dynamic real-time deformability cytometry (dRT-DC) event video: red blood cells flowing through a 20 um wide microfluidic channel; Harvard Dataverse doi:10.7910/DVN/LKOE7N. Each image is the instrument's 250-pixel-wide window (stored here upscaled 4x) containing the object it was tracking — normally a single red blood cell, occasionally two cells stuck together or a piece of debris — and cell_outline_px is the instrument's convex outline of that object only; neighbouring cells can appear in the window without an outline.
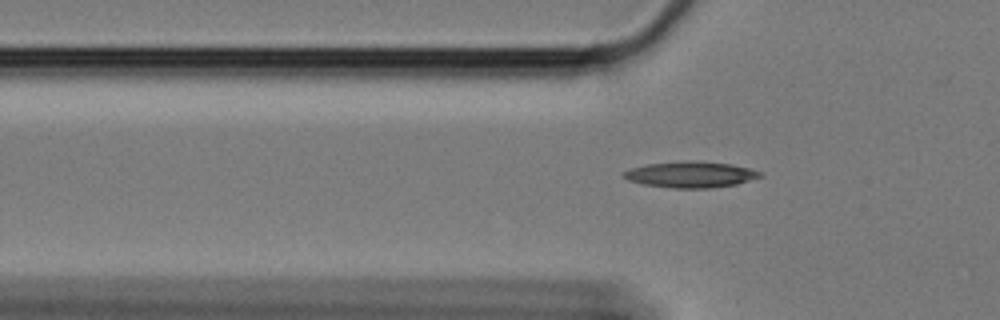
{"species": "Egyptian fruit bat (a non-hibernating species)", "species_latin": "Rousettus aegyptiacus", "temperature_condition": "cold", "stored_images_in_passage": 56, "camera_frame_rate_fps": 3000, "um_per_image_px": 0.085, "animal": {"sex": "female"}, "frame": {"image": 1, "passage_image": 19, "time_ms": 6.0, "image_size_px": [1000, 320], "cell_outline_px": [[764, 176], [736, 184], [712, 188], [672, 188], [644, 184], [628, 180], [624, 176], [624, 172], [632, 168], [648, 164], [684, 160], [696, 160], [732, 164], [748, 168], [760, 172]], "centroid_in_image_um": [58.74, 14.83], "position_along_channel_um": 67.1, "area_um2": 20.69}}
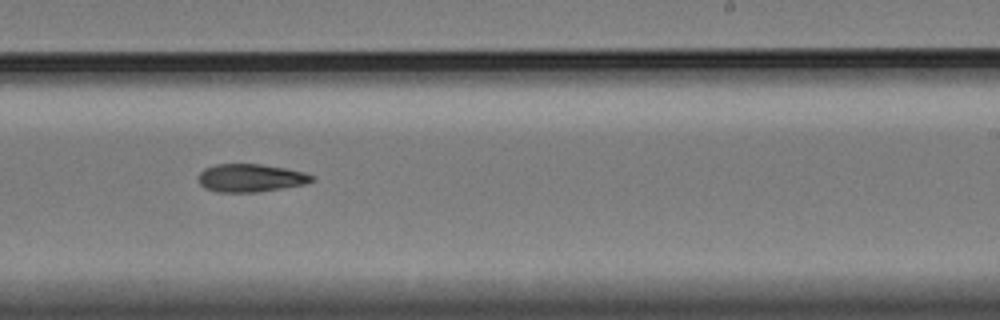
{"frame": {"image": 2, "passage_image": 37, "time_ms": 12.0, "image_size_px": [1000, 320], "cell_outline_px": [[316, 180], [304, 184], [256, 192], [216, 192], [204, 188], [200, 184], [200, 172], [204, 168], [216, 164], [260, 164], [284, 168], [304, 172], [316, 176]], "centroid_in_image_um": [21.31, 15.12], "position_along_channel_um": 267.7, "area_um2": 18.44}}
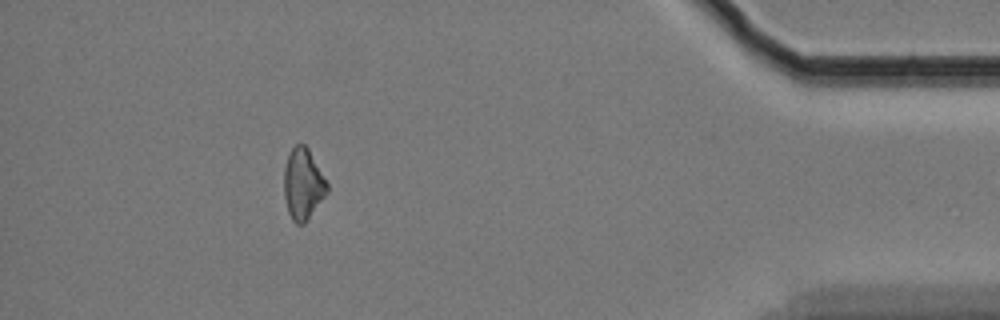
{"frame": {"image": 3, "passage_image": 54, "time_ms": 17.667, "image_size_px": [1000, 320], "cell_outline_px": [[328, 192], [304, 224], [296, 224], [292, 220], [288, 212], [284, 196], [284, 168], [288, 156], [292, 148], [296, 144], [304, 144], [308, 148], [328, 184]], "centroid_in_image_um": [25.75, 15.66], "position_along_channel_um": 409.5, "area_um2": 17.74}, "authors_computed_cell_mechanics": {"area_um2": 18.4093, "velocity_mm_per_s": 3.3458, "shape_relaxation_time_tau1_ms": 6.6528, "shape_relaxation_time_tau2_ms": null, "deformation_change_tau1": 0.1399, "deformation_change_tau2": null}}